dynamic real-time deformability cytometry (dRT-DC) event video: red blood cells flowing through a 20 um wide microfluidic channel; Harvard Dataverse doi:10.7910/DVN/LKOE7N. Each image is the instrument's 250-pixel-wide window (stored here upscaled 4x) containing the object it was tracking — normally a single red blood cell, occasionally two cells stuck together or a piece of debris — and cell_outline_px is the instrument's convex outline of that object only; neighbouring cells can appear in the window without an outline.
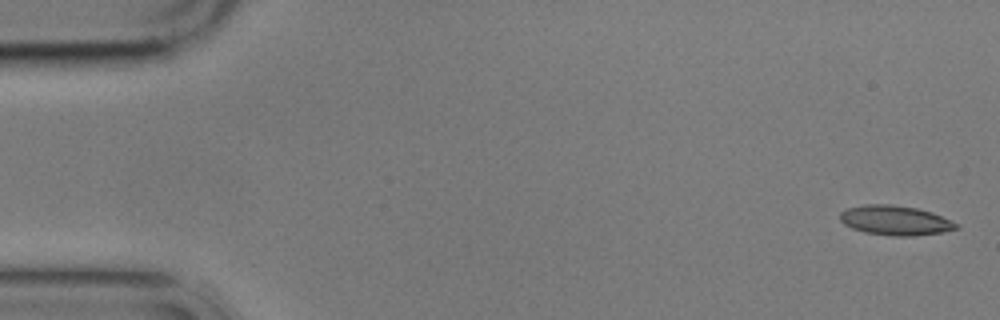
{"species": "common noctule bat (a hibernating species)", "species_latin": "Nyctalus noctula", "temperature_condition": "cold", "stored_images_in_passage": 5, "camera_frame_rate_fps": 3000, "um_per_image_px": 0.085, "animal": {"sex": "male", "body_mass_g": 17.9}, "frame": {"image": 1, "passage_image": 1, "time_ms": 0.0, "image_size_px": [1000, 320], "cell_outline_px": [[960, 228], [940, 232], [912, 236], [892, 236], [864, 232], [852, 228], [844, 224], [840, 220], [840, 212], [848, 208], [864, 204], [892, 204], [916, 208], [932, 212], [960, 224]], "centroid_in_image_um": [76.1, 18.73], "position_along_channel_um": 8.9, "area_um2": 20.11}}
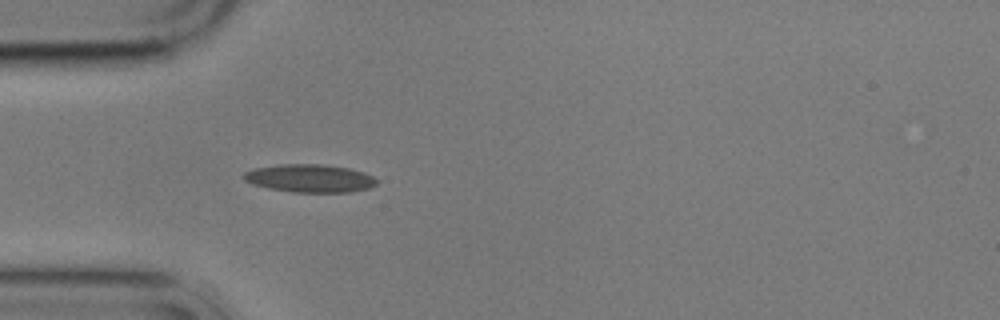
{"frame": {"image": 2, "passage_image": 5, "time_ms": 5.0, "image_size_px": [1000, 320], "cell_outline_px": [[380, 180], [376, 184], [368, 188], [348, 192], [292, 192], [268, 188], [252, 184], [244, 180], [244, 172], [252, 168], [280, 164], [320, 164], [348, 168], [364, 172]], "centroid_in_image_um": [26.32, 15.15], "position_along_channel_um": 58.7, "area_um2": 21.73}}